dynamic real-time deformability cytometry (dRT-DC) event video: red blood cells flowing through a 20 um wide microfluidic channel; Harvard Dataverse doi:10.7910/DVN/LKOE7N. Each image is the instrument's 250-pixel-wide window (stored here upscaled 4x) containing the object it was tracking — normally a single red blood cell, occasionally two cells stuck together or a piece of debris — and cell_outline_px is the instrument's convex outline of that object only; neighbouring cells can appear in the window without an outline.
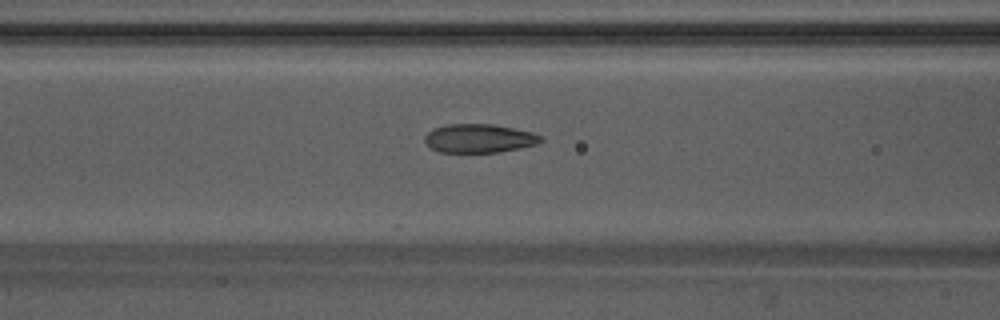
{"species": "Egyptian fruit bat (a non-hibernating species)", "species_latin": "Rousettus aegyptiacus", "temperature_condition": "warm", "stored_images_in_passage": 50, "camera_frame_rate_fps": 3000, "um_per_image_px": 0.085, "animal": {"sex": "male"}, "frame": {"image": 1, "passage_image": 18, "time_ms": 5.667, "image_size_px": [1000, 320], "cell_outline_px": [[544, 140], [536, 144], [520, 148], [500, 152], [440, 152], [432, 148], [424, 140], [424, 136], [432, 128], [448, 124], [492, 124], [532, 132], [544, 136]], "centroid_in_image_um": [40.74, 11.76], "position_along_channel_um": 125.9, "area_um2": 19.42}}
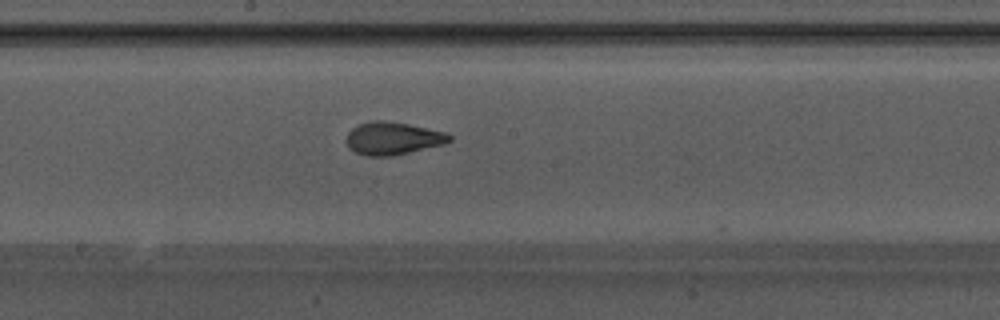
{"frame": {"image": 2, "passage_image": 25, "time_ms": 8.0, "image_size_px": [1000, 320], "cell_outline_px": [[452, 140], [444, 144], [392, 156], [364, 156], [356, 152], [344, 140], [348, 132], [352, 128], [360, 124], [372, 120], [384, 120], [408, 124], [448, 132], [452, 136]], "centroid_in_image_um": [33.41, 11.75], "position_along_channel_um": 214.8, "area_um2": 19.71}}
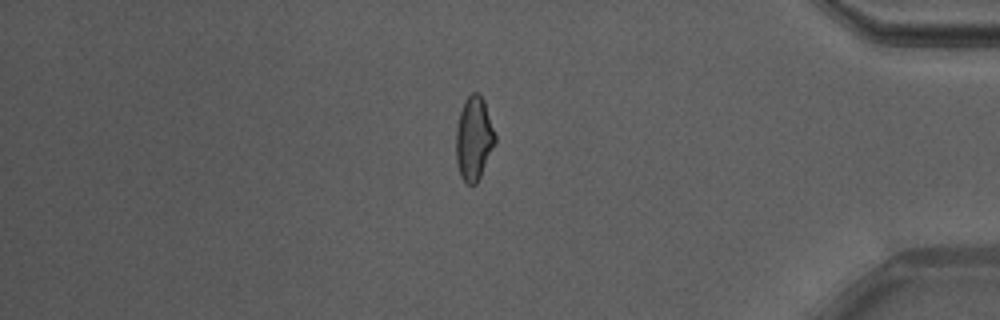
{"frame": {"image": 3, "passage_image": 42, "time_ms": 13.667, "image_size_px": [1000, 320], "cell_outline_px": [[496, 140], [480, 176], [476, 184], [468, 184], [460, 176], [456, 160], [456, 128], [460, 112], [464, 100], [472, 92], [476, 92], [484, 100], [496, 136]], "centroid_in_image_um": [40.26, 11.76], "position_along_channel_um": 394.9, "area_um2": 18.84}, "authors_computed_cell_mechanics": {"area_um2": 19.3052, "velocity_mm_per_s": 3.8104, "shape_relaxation_time_tau1_ms": 6.8429, "shape_relaxation_time_tau2_ms": 1.0147, "deformation_change_tau1": 0.2051, "deformation_change_tau2": 0.0737}}